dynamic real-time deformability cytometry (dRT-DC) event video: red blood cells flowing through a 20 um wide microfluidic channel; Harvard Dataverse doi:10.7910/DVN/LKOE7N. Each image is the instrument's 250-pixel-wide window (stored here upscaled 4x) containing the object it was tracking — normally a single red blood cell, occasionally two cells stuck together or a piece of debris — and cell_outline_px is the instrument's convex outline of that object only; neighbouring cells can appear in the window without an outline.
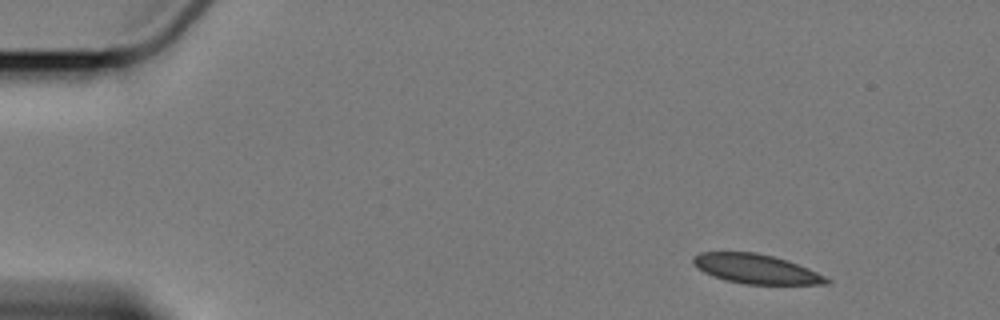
{"species": "Egyptian fruit bat (a non-hibernating species)", "species_latin": "Rousettus aegyptiacus", "temperature_condition": "cold", "stored_images_in_passage": 5, "segment_of_instrument_passage": [1, 2], "camera_frame_rate_fps": 3000, "um_per_image_px": 0.085, "animal": {"sex": "female"}, "frame": {"image": 1, "passage_image": 1, "time_ms": 0.0, "image_size_px": [1000, 320], "cell_outline_px": [[832, 280], [828, 284], [744, 284], [728, 280], [704, 272], [696, 268], [692, 264], [692, 256], [700, 252], [756, 252], [788, 260], [808, 268]], "centroid_in_image_um": [64.24, 22.85], "position_along_channel_um": 20.8, "area_um2": 22.77}}